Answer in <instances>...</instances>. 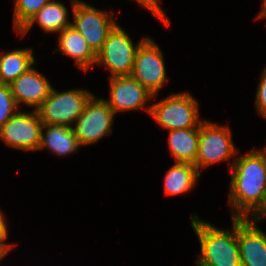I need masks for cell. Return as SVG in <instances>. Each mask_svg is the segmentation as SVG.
Returning <instances> with one entry per match:
<instances>
[{
    "label": "cell",
    "mask_w": 266,
    "mask_h": 266,
    "mask_svg": "<svg viewBox=\"0 0 266 266\" xmlns=\"http://www.w3.org/2000/svg\"><path fill=\"white\" fill-rule=\"evenodd\" d=\"M92 96L88 89L59 92L52 88L37 111L43 124L73 127Z\"/></svg>",
    "instance_id": "obj_5"
},
{
    "label": "cell",
    "mask_w": 266,
    "mask_h": 266,
    "mask_svg": "<svg viewBox=\"0 0 266 266\" xmlns=\"http://www.w3.org/2000/svg\"><path fill=\"white\" fill-rule=\"evenodd\" d=\"M259 220L237 218L241 266H266V233L257 226Z\"/></svg>",
    "instance_id": "obj_12"
},
{
    "label": "cell",
    "mask_w": 266,
    "mask_h": 266,
    "mask_svg": "<svg viewBox=\"0 0 266 266\" xmlns=\"http://www.w3.org/2000/svg\"><path fill=\"white\" fill-rule=\"evenodd\" d=\"M229 206L232 218H257L266 215V157L253 148L236 155L230 168Z\"/></svg>",
    "instance_id": "obj_1"
},
{
    "label": "cell",
    "mask_w": 266,
    "mask_h": 266,
    "mask_svg": "<svg viewBox=\"0 0 266 266\" xmlns=\"http://www.w3.org/2000/svg\"><path fill=\"white\" fill-rule=\"evenodd\" d=\"M74 27L86 40L90 48L97 54L109 32L117 24L113 12L107 13L84 1L71 0Z\"/></svg>",
    "instance_id": "obj_7"
},
{
    "label": "cell",
    "mask_w": 266,
    "mask_h": 266,
    "mask_svg": "<svg viewBox=\"0 0 266 266\" xmlns=\"http://www.w3.org/2000/svg\"><path fill=\"white\" fill-rule=\"evenodd\" d=\"M191 226L200 243L197 266H241L237 240V218L232 219V229H219L198 216L191 215Z\"/></svg>",
    "instance_id": "obj_2"
},
{
    "label": "cell",
    "mask_w": 266,
    "mask_h": 266,
    "mask_svg": "<svg viewBox=\"0 0 266 266\" xmlns=\"http://www.w3.org/2000/svg\"><path fill=\"white\" fill-rule=\"evenodd\" d=\"M147 38L144 36L134 45L129 34L116 24L97 53L95 65L105 66L110 77L131 75L137 50Z\"/></svg>",
    "instance_id": "obj_6"
},
{
    "label": "cell",
    "mask_w": 266,
    "mask_h": 266,
    "mask_svg": "<svg viewBox=\"0 0 266 266\" xmlns=\"http://www.w3.org/2000/svg\"><path fill=\"white\" fill-rule=\"evenodd\" d=\"M201 174L196 166L186 162H176L166 172L164 192L169 196H177L190 192Z\"/></svg>",
    "instance_id": "obj_17"
},
{
    "label": "cell",
    "mask_w": 266,
    "mask_h": 266,
    "mask_svg": "<svg viewBox=\"0 0 266 266\" xmlns=\"http://www.w3.org/2000/svg\"><path fill=\"white\" fill-rule=\"evenodd\" d=\"M263 4L261 7L260 12L257 14V18L256 19H266V0H262Z\"/></svg>",
    "instance_id": "obj_25"
},
{
    "label": "cell",
    "mask_w": 266,
    "mask_h": 266,
    "mask_svg": "<svg viewBox=\"0 0 266 266\" xmlns=\"http://www.w3.org/2000/svg\"><path fill=\"white\" fill-rule=\"evenodd\" d=\"M68 13V8L63 3L53 0L44 5L17 33L23 38L37 22L44 33L58 34L71 25Z\"/></svg>",
    "instance_id": "obj_15"
},
{
    "label": "cell",
    "mask_w": 266,
    "mask_h": 266,
    "mask_svg": "<svg viewBox=\"0 0 266 266\" xmlns=\"http://www.w3.org/2000/svg\"><path fill=\"white\" fill-rule=\"evenodd\" d=\"M32 49H15L0 53V83L10 84L35 63Z\"/></svg>",
    "instance_id": "obj_19"
},
{
    "label": "cell",
    "mask_w": 266,
    "mask_h": 266,
    "mask_svg": "<svg viewBox=\"0 0 266 266\" xmlns=\"http://www.w3.org/2000/svg\"><path fill=\"white\" fill-rule=\"evenodd\" d=\"M261 74L255 95V107L257 113L266 119V66Z\"/></svg>",
    "instance_id": "obj_22"
},
{
    "label": "cell",
    "mask_w": 266,
    "mask_h": 266,
    "mask_svg": "<svg viewBox=\"0 0 266 266\" xmlns=\"http://www.w3.org/2000/svg\"><path fill=\"white\" fill-rule=\"evenodd\" d=\"M4 214L0 211V246L7 252L15 247V245L6 243V240L8 238V227H7V220L4 218Z\"/></svg>",
    "instance_id": "obj_24"
},
{
    "label": "cell",
    "mask_w": 266,
    "mask_h": 266,
    "mask_svg": "<svg viewBox=\"0 0 266 266\" xmlns=\"http://www.w3.org/2000/svg\"><path fill=\"white\" fill-rule=\"evenodd\" d=\"M153 96L168 82L163 51L148 37L138 48L131 73Z\"/></svg>",
    "instance_id": "obj_9"
},
{
    "label": "cell",
    "mask_w": 266,
    "mask_h": 266,
    "mask_svg": "<svg viewBox=\"0 0 266 266\" xmlns=\"http://www.w3.org/2000/svg\"><path fill=\"white\" fill-rule=\"evenodd\" d=\"M43 125L37 110L26 112L19 109L0 129V139L10 148L37 151Z\"/></svg>",
    "instance_id": "obj_10"
},
{
    "label": "cell",
    "mask_w": 266,
    "mask_h": 266,
    "mask_svg": "<svg viewBox=\"0 0 266 266\" xmlns=\"http://www.w3.org/2000/svg\"><path fill=\"white\" fill-rule=\"evenodd\" d=\"M115 115L103 98L93 95L72 127L80 146L97 143L111 135Z\"/></svg>",
    "instance_id": "obj_8"
},
{
    "label": "cell",
    "mask_w": 266,
    "mask_h": 266,
    "mask_svg": "<svg viewBox=\"0 0 266 266\" xmlns=\"http://www.w3.org/2000/svg\"><path fill=\"white\" fill-rule=\"evenodd\" d=\"M237 153L239 149L233 143L228 125L221 126L206 119L200 124L198 151L194 164L200 174L202 169L222 161H229L228 165L231 168Z\"/></svg>",
    "instance_id": "obj_4"
},
{
    "label": "cell",
    "mask_w": 266,
    "mask_h": 266,
    "mask_svg": "<svg viewBox=\"0 0 266 266\" xmlns=\"http://www.w3.org/2000/svg\"><path fill=\"white\" fill-rule=\"evenodd\" d=\"M163 130L199 128L204 121L199 118L197 99L189 92L172 93L153 103L149 113Z\"/></svg>",
    "instance_id": "obj_3"
},
{
    "label": "cell",
    "mask_w": 266,
    "mask_h": 266,
    "mask_svg": "<svg viewBox=\"0 0 266 266\" xmlns=\"http://www.w3.org/2000/svg\"><path fill=\"white\" fill-rule=\"evenodd\" d=\"M9 86L18 108L20 109L19 104L24 103L33 110H37L42 105L53 88L48 79L33 66L12 81Z\"/></svg>",
    "instance_id": "obj_13"
},
{
    "label": "cell",
    "mask_w": 266,
    "mask_h": 266,
    "mask_svg": "<svg viewBox=\"0 0 266 266\" xmlns=\"http://www.w3.org/2000/svg\"><path fill=\"white\" fill-rule=\"evenodd\" d=\"M168 134V147L175 162L195 164L199 143V128L177 129L169 131Z\"/></svg>",
    "instance_id": "obj_18"
},
{
    "label": "cell",
    "mask_w": 266,
    "mask_h": 266,
    "mask_svg": "<svg viewBox=\"0 0 266 266\" xmlns=\"http://www.w3.org/2000/svg\"><path fill=\"white\" fill-rule=\"evenodd\" d=\"M266 157V146L262 149Z\"/></svg>",
    "instance_id": "obj_27"
},
{
    "label": "cell",
    "mask_w": 266,
    "mask_h": 266,
    "mask_svg": "<svg viewBox=\"0 0 266 266\" xmlns=\"http://www.w3.org/2000/svg\"><path fill=\"white\" fill-rule=\"evenodd\" d=\"M8 253L0 246V262L5 258Z\"/></svg>",
    "instance_id": "obj_26"
},
{
    "label": "cell",
    "mask_w": 266,
    "mask_h": 266,
    "mask_svg": "<svg viewBox=\"0 0 266 266\" xmlns=\"http://www.w3.org/2000/svg\"><path fill=\"white\" fill-rule=\"evenodd\" d=\"M72 127L60 125H43L39 151L49 149L54 155L69 156L80 148Z\"/></svg>",
    "instance_id": "obj_16"
},
{
    "label": "cell",
    "mask_w": 266,
    "mask_h": 266,
    "mask_svg": "<svg viewBox=\"0 0 266 266\" xmlns=\"http://www.w3.org/2000/svg\"><path fill=\"white\" fill-rule=\"evenodd\" d=\"M140 6L150 11L157 19L163 21L167 27L170 26V18L164 13L159 0H140Z\"/></svg>",
    "instance_id": "obj_23"
},
{
    "label": "cell",
    "mask_w": 266,
    "mask_h": 266,
    "mask_svg": "<svg viewBox=\"0 0 266 266\" xmlns=\"http://www.w3.org/2000/svg\"><path fill=\"white\" fill-rule=\"evenodd\" d=\"M53 0H14L13 29L18 32L44 5Z\"/></svg>",
    "instance_id": "obj_20"
},
{
    "label": "cell",
    "mask_w": 266,
    "mask_h": 266,
    "mask_svg": "<svg viewBox=\"0 0 266 266\" xmlns=\"http://www.w3.org/2000/svg\"><path fill=\"white\" fill-rule=\"evenodd\" d=\"M110 97L103 100L115 114L138 109H144L150 113L151 104L146 105L154 97L133 76L109 77Z\"/></svg>",
    "instance_id": "obj_11"
},
{
    "label": "cell",
    "mask_w": 266,
    "mask_h": 266,
    "mask_svg": "<svg viewBox=\"0 0 266 266\" xmlns=\"http://www.w3.org/2000/svg\"><path fill=\"white\" fill-rule=\"evenodd\" d=\"M18 111L9 84L0 83V129Z\"/></svg>",
    "instance_id": "obj_21"
},
{
    "label": "cell",
    "mask_w": 266,
    "mask_h": 266,
    "mask_svg": "<svg viewBox=\"0 0 266 266\" xmlns=\"http://www.w3.org/2000/svg\"><path fill=\"white\" fill-rule=\"evenodd\" d=\"M58 50L62 55L73 58L75 65L87 72L93 69L96 63L97 54L87 44L85 38L71 25L58 34Z\"/></svg>",
    "instance_id": "obj_14"
}]
</instances>
